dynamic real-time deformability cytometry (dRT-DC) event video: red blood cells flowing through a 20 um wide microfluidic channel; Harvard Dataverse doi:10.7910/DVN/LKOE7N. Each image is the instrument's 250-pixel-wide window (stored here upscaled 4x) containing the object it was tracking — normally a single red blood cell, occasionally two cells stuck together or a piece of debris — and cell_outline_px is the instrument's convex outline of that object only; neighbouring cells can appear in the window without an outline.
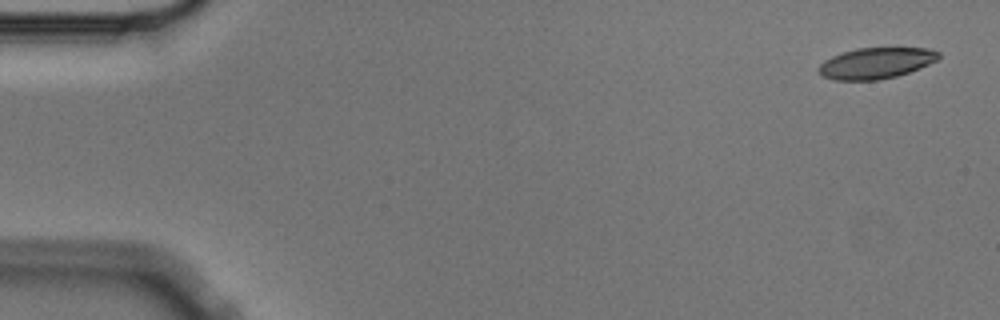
{"species": "Egyptian fruit bat (a non-hibernating species)", "species_latin": "Rousettus aegyptiacus", "temperature_condition": "cold", "stored_images_in_passage": 5, "camera_frame_rate_fps": 3000, "um_per_image_px": 0.085, "animal": {"sex": "male"}, "frame": {"image": 1, "passage_image": 1, "time_ms": 0.0, "image_size_px": [1000, 320], "cell_outline_px": [[940, 56], [936, 60], [920, 68], [896, 76], [876, 80], [836, 80], [824, 76], [816, 68], [824, 60], [832, 56], [856, 48], [928, 48], [940, 52]], "centroid_in_image_um": [74.45, 5.36], "position_along_channel_um": 10.5, "area_um2": 21.5}}
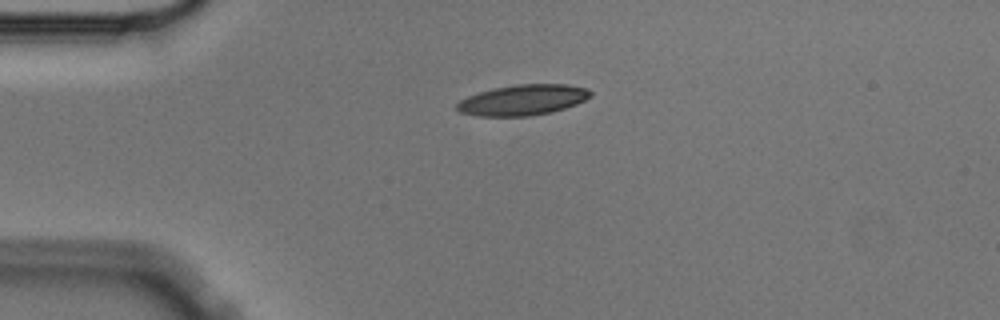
{"frame": {"image": 2, "passage_image": 4, "time_ms": 1.0, "image_size_px": [1000, 320], "cell_outline_px": [[592, 96], [576, 104], [552, 112], [528, 116], [476, 116], [460, 112], [456, 108], [456, 104], [460, 100], [468, 96], [492, 88], [516, 84], [568, 84], [588, 88], [592, 92]], "centroid_in_image_um": [44.45, 8.49], "position_along_channel_um": 40.5, "area_um2": 23.93}}